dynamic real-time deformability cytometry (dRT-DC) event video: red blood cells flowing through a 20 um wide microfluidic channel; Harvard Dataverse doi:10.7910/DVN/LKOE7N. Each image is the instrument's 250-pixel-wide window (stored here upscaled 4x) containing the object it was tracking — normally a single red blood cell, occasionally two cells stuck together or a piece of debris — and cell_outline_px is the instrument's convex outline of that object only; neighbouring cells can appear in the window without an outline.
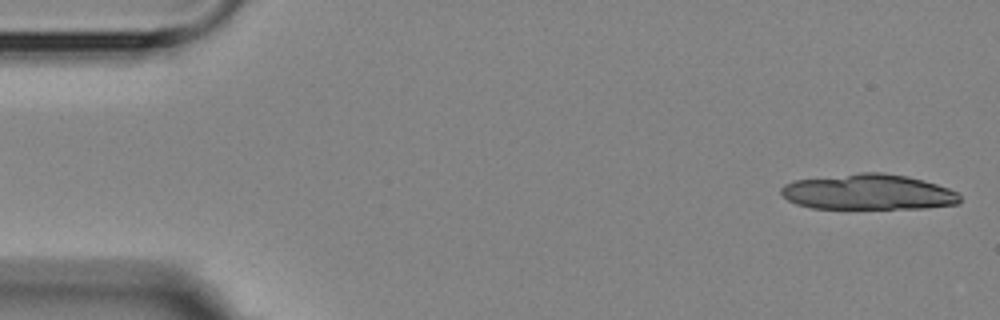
{"species": "Egyptian fruit bat (a non-hibernating species)", "species_latin": "Rousettus aegyptiacus", "temperature_condition": "room temperature", "stored_images_in_passage": 5, "segment_of_instrument_passage": [2, 2], "camera_frame_rate_fps": 3000, "um_per_image_px": 0.085, "animal": {"sex": "female"}, "frame": {"image": 1, "passage_image": 5, "time_ms": 6.0, "image_size_px": [1000, 320], "cell_outline_px": [[960, 204], [928, 208], [812, 208], [796, 204], [788, 200], [780, 192], [780, 188], [784, 184], [796, 180], [860, 172], [884, 172], [908, 176], [924, 180], [948, 188], [956, 192], [960, 196]], "centroid_in_image_um": [73.82, 16.32], "position_along_channel_um": 11.2, "area_um2": 37.17}}